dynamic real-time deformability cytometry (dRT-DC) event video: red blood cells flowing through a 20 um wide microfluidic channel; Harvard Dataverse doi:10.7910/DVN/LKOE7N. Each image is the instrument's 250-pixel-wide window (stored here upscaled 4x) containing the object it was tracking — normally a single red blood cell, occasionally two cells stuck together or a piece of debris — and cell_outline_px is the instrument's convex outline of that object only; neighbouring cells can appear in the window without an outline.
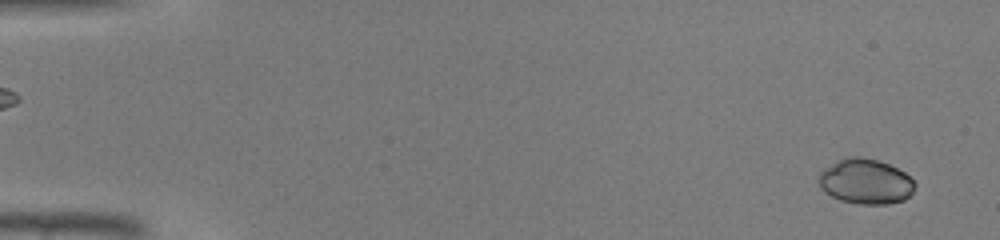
{"species": "common noctule bat (a hibernating species)", "species_latin": "Nyctalus noctula", "temperature_condition": "warm", "stored_images_in_passage": 45, "camera_frame_rate_fps": 3000, "um_per_image_px": 0.085, "animal": {"sex": "male", "body_mass_g": 19.0, "forearm_length_mm": 50.8}, "frame": {"image": 1, "passage_image": 2, "time_ms": 0.333, "image_size_px": [1000, 240], "cell_outline_px": [[916, 184], [912, 192], [904, 200], [888, 204], [860, 204], [840, 200], [824, 192], [820, 188], [820, 172], [824, 168], [836, 160], [848, 156], [860, 156], [876, 160], [888, 164], [904, 172]], "centroid_in_image_um": [73.55, 15.42], "position_along_channel_um": 11.4, "area_um2": 25.2}}
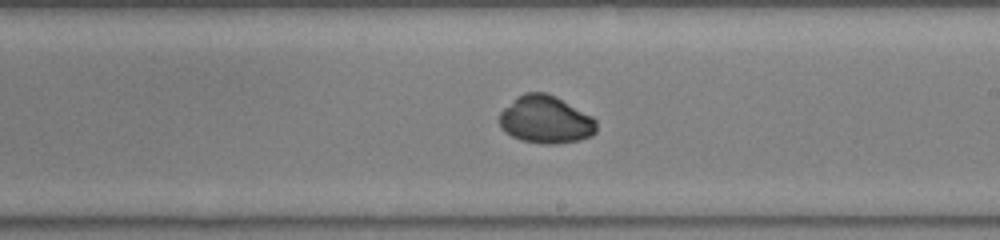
{"frame": {"image": 2, "passage_image": 27, "time_ms": 8.667, "image_size_px": [1000, 240], "cell_outline_px": [[596, 132], [592, 136], [580, 140], [556, 144], [544, 144], [520, 140], [512, 136], [500, 128], [500, 112], [516, 96], [524, 92], [544, 92], [592, 116], [596, 120]], "centroid_in_image_um": [46.36, 10.19], "position_along_channel_um": 242.6, "area_um2": 26.76}}
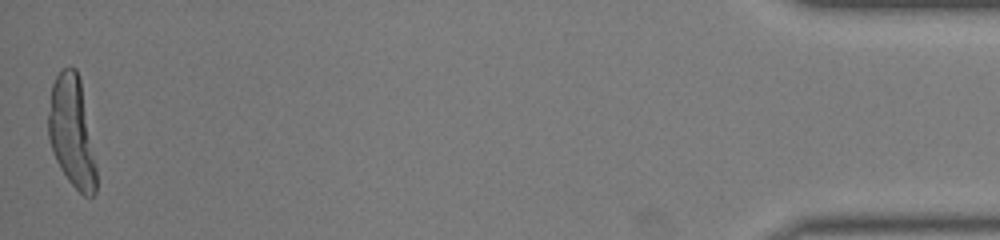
{"frame": {"image": 3, "passage_image": 45, "time_ms": 14.667, "image_size_px": [1000, 240], "cell_outline_px": [[96, 192], [92, 196], [84, 196], [68, 180], [60, 168], [52, 152], [48, 136], [48, 112], [52, 84], [56, 76], [64, 68], [76, 68], [80, 80], [96, 164]], "centroid_in_image_um": [6.09, 11.24], "position_along_channel_um": 429.1, "area_um2": 30.69}}